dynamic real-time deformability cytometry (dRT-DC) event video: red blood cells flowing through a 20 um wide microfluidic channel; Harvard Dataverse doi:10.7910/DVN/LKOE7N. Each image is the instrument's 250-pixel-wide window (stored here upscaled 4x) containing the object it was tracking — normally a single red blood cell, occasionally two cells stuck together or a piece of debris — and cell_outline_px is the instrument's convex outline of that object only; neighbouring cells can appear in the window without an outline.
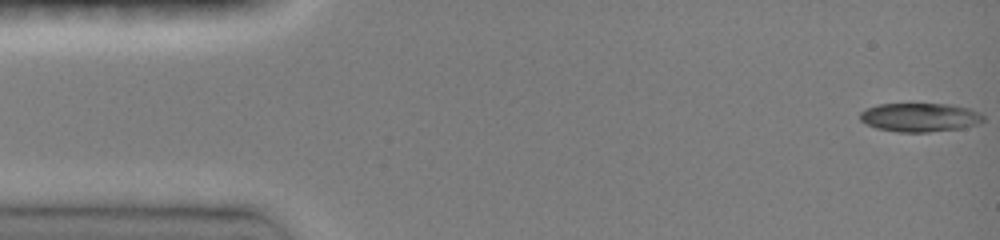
{"species": "common noctule bat (a hibernating species)", "species_latin": "Nyctalus noctula", "temperature_condition": "room temperature", "stored_images_in_passage": 47, "camera_frame_rate_fps": 3000, "um_per_image_px": 0.085, "animal": {"sex": "female", "body_mass_g": 19.0, "forearm_length_mm": 51.5}, "frame": {"image": 1, "passage_image": 1, "time_ms": 0.0, "image_size_px": [1000, 240], "cell_outline_px": [[984, 120], [980, 124], [964, 128], [928, 132], [896, 132], [876, 128], [860, 120], [860, 112], [868, 108], [880, 104], [952, 104], [968, 108], [980, 112], [984, 116]], "centroid_in_image_um": [78.24, 9.98], "position_along_channel_um": 6.8, "area_um2": 20.81}}
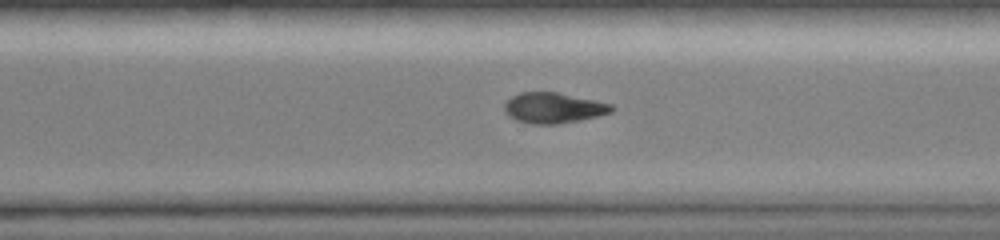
{"frame": {"image": 2, "passage_image": 33, "time_ms": 10.667, "image_size_px": [1000, 240], "cell_outline_px": [[616, 108], [612, 112], [580, 120], [556, 124], [532, 124], [516, 120], [508, 116], [504, 112], [504, 104], [512, 96], [520, 92], [556, 92], [596, 100], [612, 104]], "centroid_in_image_um": [47.04, 9.17], "position_along_channel_um": 323.6, "area_um2": 19.13}}
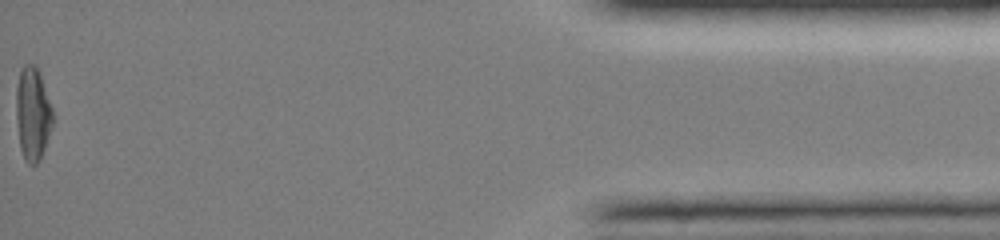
{"frame": {"image": 3, "passage_image": 47, "time_ms": 15.333, "image_size_px": [1000, 240], "cell_outline_px": [[52, 124], [40, 160], [36, 164], [28, 164], [24, 160], [20, 148], [16, 116], [16, 88], [20, 68], [24, 64], [36, 64], [40, 72], [52, 108]], "centroid_in_image_um": [2.76, 9.63], "position_along_channel_um": 432.4, "area_um2": 19.94}, "authors_computed_cell_mechanics": {"area_um2": 20.1722, "velocity_mm_per_s": 4.0971, "shape_relaxation_time_tau1_ms": 3.731, "shape_relaxation_time_tau2_ms": null, "deformation_change_tau1": 0.1583, "deformation_change_tau2": null}}